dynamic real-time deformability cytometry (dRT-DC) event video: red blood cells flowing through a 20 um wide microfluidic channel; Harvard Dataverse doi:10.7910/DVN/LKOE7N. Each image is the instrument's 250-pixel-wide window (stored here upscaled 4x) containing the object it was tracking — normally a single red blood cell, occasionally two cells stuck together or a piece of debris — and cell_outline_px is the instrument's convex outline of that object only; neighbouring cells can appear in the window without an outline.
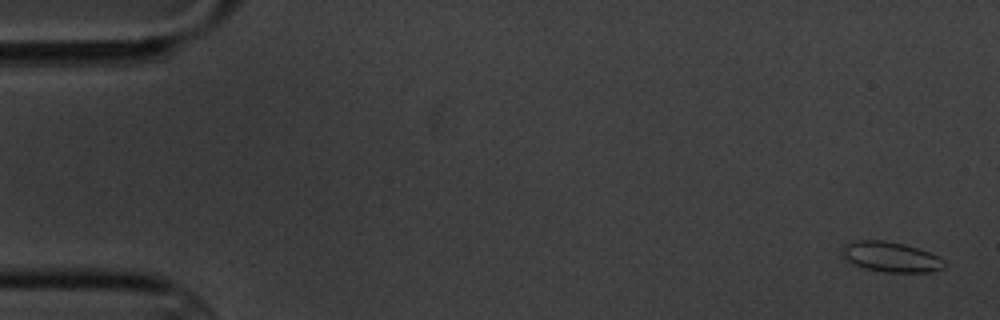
{"species": "common noctule bat (a hibernating species)", "species_latin": "Nyctalus noctula", "temperature_condition": "cold", "stored_images_in_passage": 5, "camera_frame_rate_fps": 3000, "um_per_image_px": 0.085, "animal": {"sex": "male", "body_mass_g": 20.1, "forearm_length_mm": 53.5}, "frame": {"image": 1, "passage_image": 1, "time_ms": 0.0, "image_size_px": [1000, 320], "cell_outline_px": [[948, 264], [944, 268], [932, 272], [884, 272], [864, 268], [852, 264], [844, 260], [840, 256], [840, 252], [844, 244], [856, 240], [884, 240], [904, 244], [928, 252], [944, 260]], "centroid_in_image_um": [75.67, 21.84], "position_along_channel_um": 9.3, "area_um2": 18.26}}